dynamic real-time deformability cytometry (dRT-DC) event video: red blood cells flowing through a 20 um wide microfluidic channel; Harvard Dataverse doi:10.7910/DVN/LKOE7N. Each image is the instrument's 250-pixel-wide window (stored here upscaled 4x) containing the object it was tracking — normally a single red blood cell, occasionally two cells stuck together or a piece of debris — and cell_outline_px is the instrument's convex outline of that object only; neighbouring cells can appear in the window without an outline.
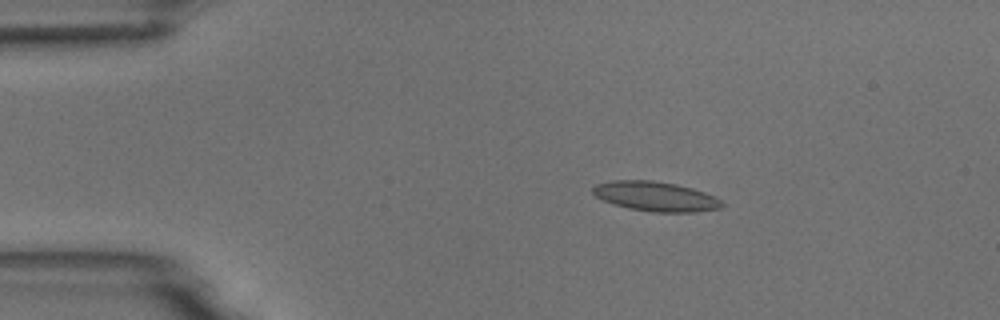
{"species": "common noctule bat (a hibernating species)", "species_latin": "Nyctalus noctula", "temperature_condition": "room temperature", "stored_images_in_passage": 6, "camera_frame_rate_fps": 3000, "um_per_image_px": 0.085, "animal": {"sex": "male", "body_mass_g": 18.8}, "frame": {"image": 1, "passage_image": 2, "time_ms": 1.333, "image_size_px": [1000, 320], "cell_outline_px": [[724, 204], [720, 208], [696, 212], [652, 212], [628, 208], [604, 200], [596, 196], [592, 192], [592, 188], [596, 184], [612, 180], [652, 180], [676, 184], [692, 188], [716, 196]], "centroid_in_image_um": [55.74, 16.69], "position_along_channel_um": 29.3, "area_um2": 22.25}}
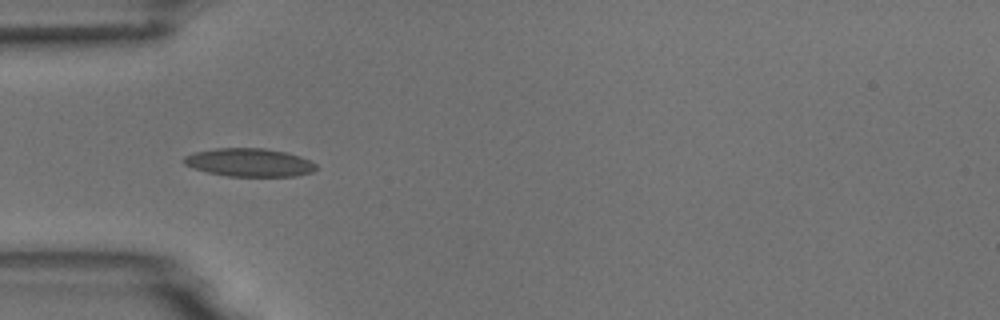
{"frame": {"image": 2, "passage_image": 4, "time_ms": 3.667, "image_size_px": [1000, 320], "cell_outline_px": [[316, 168], [312, 172], [296, 176], [228, 176], [208, 172], [192, 168], [184, 164], [184, 156], [196, 152], [216, 148], [264, 148], [284, 152], [300, 156], [316, 164]], "centroid_in_image_um": [21.18, 13.81], "position_along_channel_um": 63.8, "area_um2": 21.56}}